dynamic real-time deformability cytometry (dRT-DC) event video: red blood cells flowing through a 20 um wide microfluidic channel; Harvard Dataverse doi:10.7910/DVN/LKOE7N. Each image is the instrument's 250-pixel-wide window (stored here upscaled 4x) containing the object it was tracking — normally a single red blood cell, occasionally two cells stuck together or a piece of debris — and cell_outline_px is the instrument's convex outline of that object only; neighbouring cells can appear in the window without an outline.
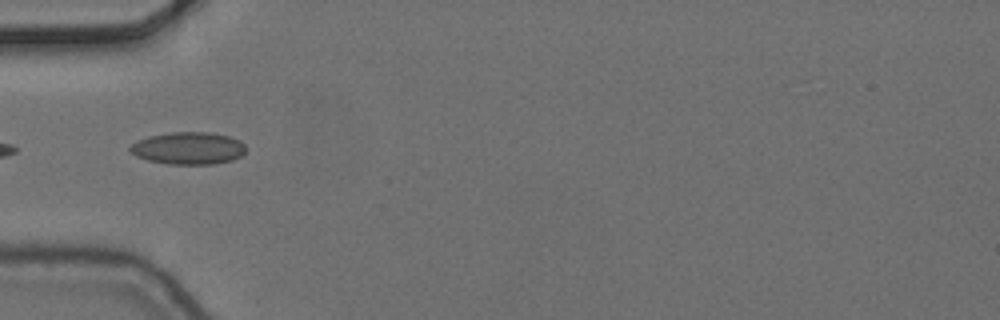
{"species": "common noctule bat (a hibernating species)", "species_latin": "Nyctalus noctula", "temperature_condition": "cold", "stored_images_in_passage": 5, "camera_frame_rate_fps": 3000, "um_per_image_px": 0.085, "animal": {"sex": "female", "body_mass_g": 24.6, "forearm_length_mm": 56.2}, "frame": {"image": 1, "passage_image": 4, "time_ms": 1.0, "image_size_px": [1000, 320], "cell_outline_px": [[244, 152], [240, 156], [232, 160], [216, 164], [168, 164], [148, 160], [136, 156], [128, 152], [128, 148], [136, 140], [148, 136], [172, 132], [212, 132], [228, 136], [240, 140], [244, 144]], "centroid_in_image_um": [15.97, 12.59], "position_along_channel_um": 69.0, "area_um2": 21.96}}
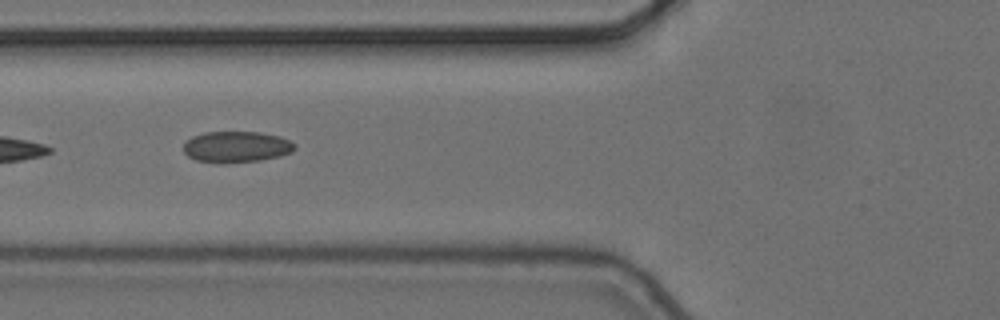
{"frame": {"image": 2, "passage_image": 5, "time_ms": 1.333, "image_size_px": [1000, 320], "cell_outline_px": [[296, 148], [292, 152], [280, 156], [260, 160], [220, 164], [196, 160], [188, 156], [184, 152], [184, 144], [192, 136], [204, 132], [260, 132], [280, 136], [296, 144]], "centroid_in_image_um": [20.1, 12.49], "position_along_channel_um": 105.7, "area_um2": 20.35}}